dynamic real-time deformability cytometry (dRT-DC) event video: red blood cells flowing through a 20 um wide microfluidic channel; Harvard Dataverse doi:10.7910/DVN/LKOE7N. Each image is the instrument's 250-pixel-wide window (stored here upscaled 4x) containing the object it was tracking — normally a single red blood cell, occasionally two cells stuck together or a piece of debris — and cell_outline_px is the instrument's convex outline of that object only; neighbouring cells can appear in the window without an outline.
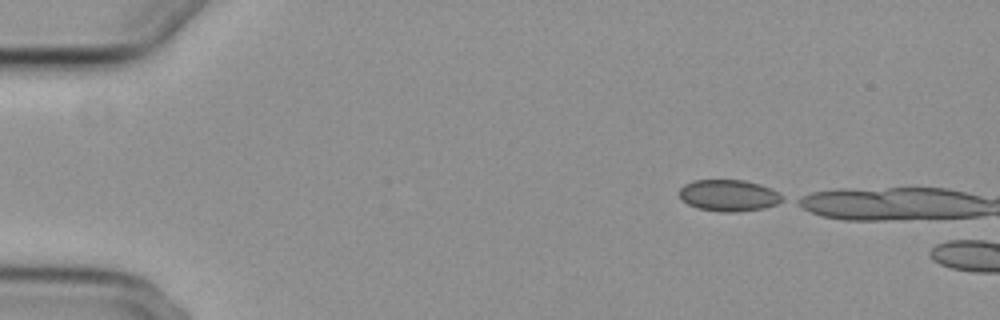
{"species": "common noctule bat (a hibernating species)", "species_latin": "Nyctalus noctula", "temperature_condition": "cold", "stored_images_in_passage": 3, "camera_frame_rate_fps": 3000, "um_per_image_px": 0.085, "animal": {"sex": "female", "body_mass_g": 29.2, "forearm_length_mm": 56.3}, "frame": {"image": 1, "passage_image": 1, "time_ms": 0.0, "image_size_px": [1000, 320], "cell_outline_px": [[784, 200], [776, 204], [764, 208], [736, 212], [724, 212], [696, 208], [688, 204], [680, 196], [680, 188], [684, 184], [692, 180], [744, 180], [760, 184], [776, 192]], "centroid_in_image_um": [61.91, 16.61], "position_along_channel_um": 23.1, "area_um2": 18.73}}